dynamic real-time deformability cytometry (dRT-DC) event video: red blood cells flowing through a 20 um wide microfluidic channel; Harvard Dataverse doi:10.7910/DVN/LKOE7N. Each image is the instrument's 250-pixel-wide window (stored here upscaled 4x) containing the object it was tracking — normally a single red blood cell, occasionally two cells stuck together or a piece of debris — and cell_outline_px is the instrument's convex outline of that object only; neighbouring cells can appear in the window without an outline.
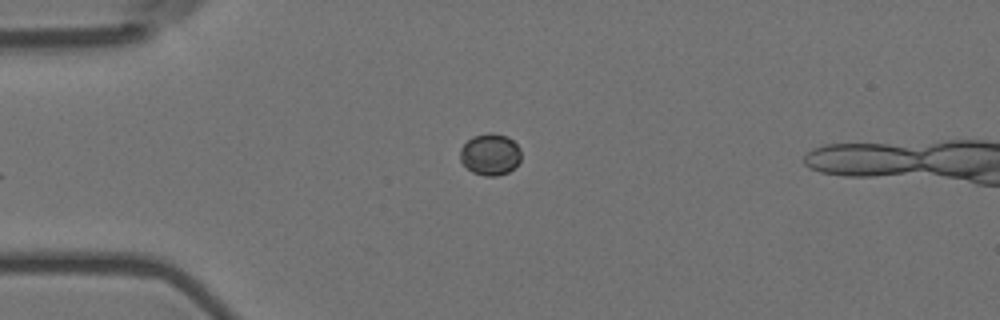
{"species": "Egyptian fruit bat (a non-hibernating species)", "species_latin": "Rousettus aegyptiacus", "temperature_condition": "room temperature", "stored_images_in_passage": 7, "camera_frame_rate_fps": 3000, "um_per_image_px": 0.085, "animal": {"sex": "female"}, "frame": {"image": 1, "passage_image": 1, "time_ms": 0.0, "image_size_px": [1000, 320], "cell_outline_px": [[520, 160], [508, 172], [496, 176], [484, 176], [472, 172], [460, 160], [460, 148], [472, 136], [488, 132], [492, 132], [508, 136], [520, 148]], "centroid_in_image_um": [41.65, 13.1], "position_along_channel_um": 43.3, "area_um2": 14.8}}
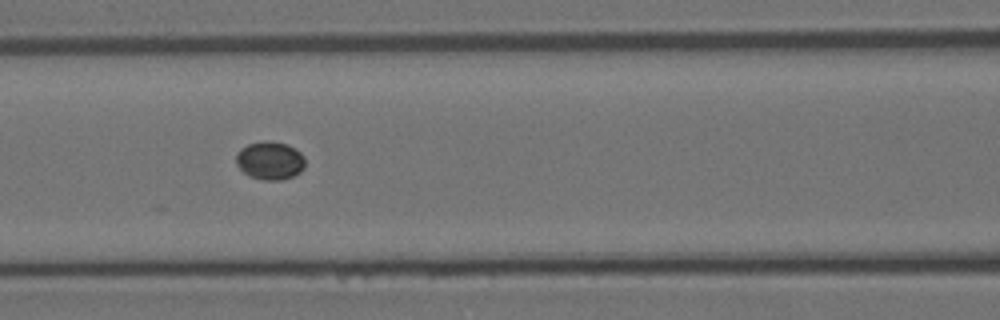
{"frame": {"image": 2, "passage_image": 4, "time_ms": 1.0, "image_size_px": [1000, 320], "cell_outline_px": [[304, 168], [300, 172], [292, 176], [280, 180], [264, 180], [248, 176], [236, 164], [236, 152], [240, 148], [248, 144], [264, 140], [272, 140], [288, 144], [300, 152], [304, 156]], "centroid_in_image_um": [22.93, 13.63], "position_along_channel_um": 143.7, "area_um2": 15.55}}
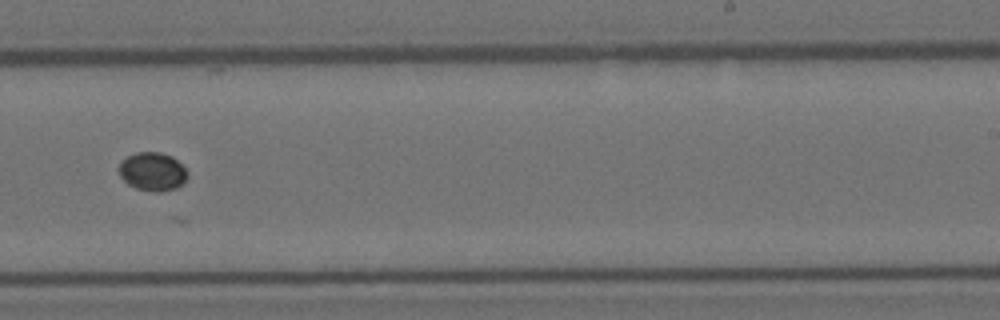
{"frame": {"image": 3, "passage_image": 7, "time_ms": 2.0, "image_size_px": [1000, 320], "cell_outline_px": [[188, 176], [184, 184], [176, 188], [160, 192], [156, 192], [136, 188], [128, 184], [120, 176], [116, 168], [128, 156], [136, 152], [160, 152], [172, 156], [188, 172]], "centroid_in_image_um": [12.97, 14.59], "position_along_channel_um": 276.0, "area_um2": 15.43}}